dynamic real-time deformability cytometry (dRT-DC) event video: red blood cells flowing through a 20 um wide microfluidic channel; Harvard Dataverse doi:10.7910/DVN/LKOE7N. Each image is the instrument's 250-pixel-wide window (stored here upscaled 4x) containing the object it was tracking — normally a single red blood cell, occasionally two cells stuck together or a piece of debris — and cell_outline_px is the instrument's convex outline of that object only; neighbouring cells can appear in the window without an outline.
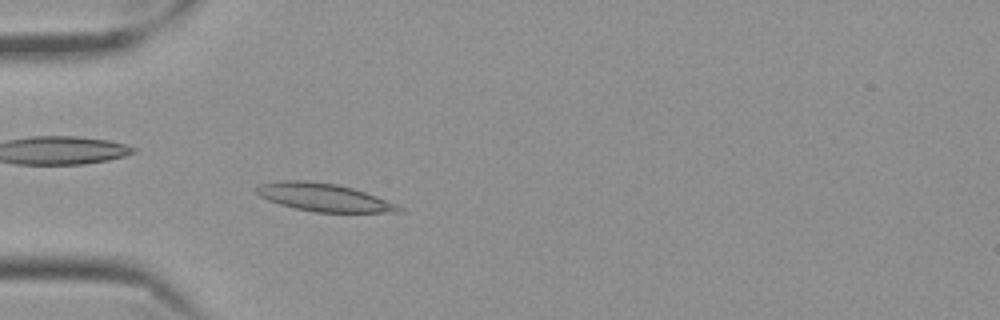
{"species": "Egyptian fruit bat (a non-hibernating species)", "species_latin": "Rousettus aegyptiacus", "temperature_condition": "cold", "stored_images_in_passage": 51, "camera_frame_rate_fps": 3000, "um_per_image_px": 0.085, "frame": {"image": 1, "passage_image": 10, "time_ms": 3.0, "image_size_px": [1000, 320], "cell_outline_px": [[404, 212], [316, 212], [296, 208], [280, 204], [268, 200], [260, 196], [256, 192], [256, 188], [260, 184], [280, 180], [308, 180], [336, 184], [352, 188], [376, 196], [396, 204], [404, 208]], "centroid_in_image_um": [27.52, 16.77], "position_along_channel_um": 57.5, "area_um2": 23.0}}
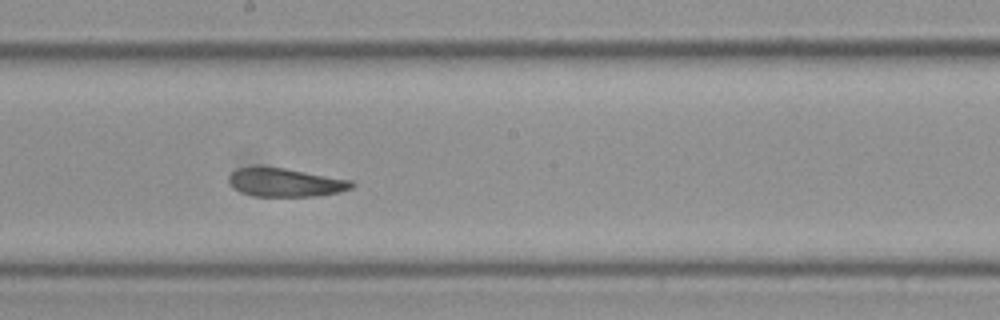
{"frame": {"image": 2, "passage_image": 25, "time_ms": 8.0, "image_size_px": [1000, 320], "cell_outline_px": [[356, 184], [352, 188], [340, 192], [316, 196], [256, 196], [240, 192], [228, 180], [228, 176], [232, 172], [240, 168], [284, 168], [352, 180]], "centroid_in_image_um": [24.33, 15.52], "position_along_channel_um": 223.9, "area_um2": 20.0}}
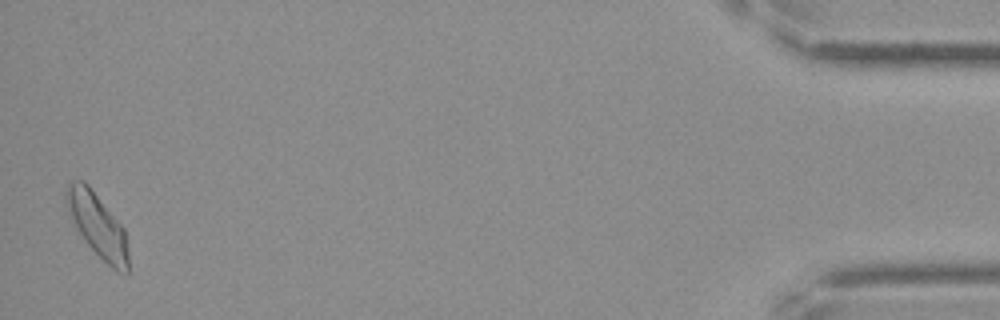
{"frame": {"image": 3, "passage_image": 50, "time_ms": 16.333, "image_size_px": [1000, 320], "cell_outline_px": [[128, 276], [116, 272], [84, 240], [72, 224], [68, 216], [64, 196], [64, 192], [68, 184], [72, 180], [84, 180], [88, 184], [124, 228], [128, 252]], "centroid_in_image_um": [8.25, 19.13], "position_along_channel_um": 426.9, "area_um2": 23.29}, "authors_computed_cell_mechanics": {"area_um2": 21.3282, "velocity_mm_per_s": 3.4542, "shape_relaxation_time_tau1_ms": 7.347, "shape_relaxation_time_tau2_ms": 7.9571, "deformation_change_tau1": 0.1616, "deformation_change_tau2": 0.1442}}